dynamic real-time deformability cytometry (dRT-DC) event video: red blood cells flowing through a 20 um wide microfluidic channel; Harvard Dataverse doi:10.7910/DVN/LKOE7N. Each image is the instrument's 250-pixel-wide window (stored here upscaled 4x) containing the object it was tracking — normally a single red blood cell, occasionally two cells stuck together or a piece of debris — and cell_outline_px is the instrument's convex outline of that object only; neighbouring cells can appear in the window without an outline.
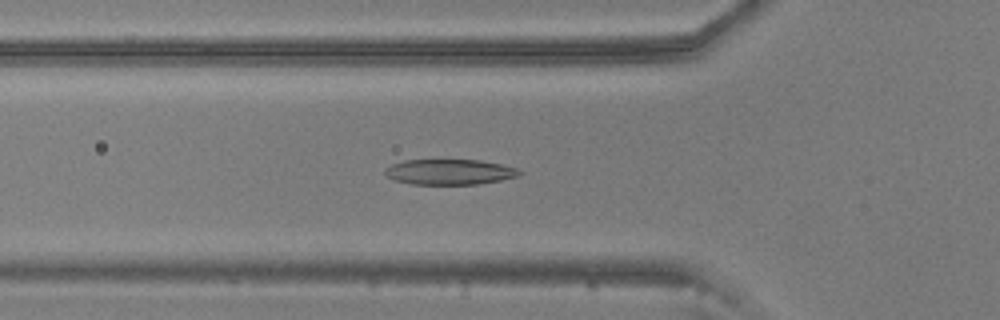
{"species": "common noctule bat (a hibernating species)", "species_latin": "Nyctalus noctula", "temperature_condition": "warm", "stored_images_in_passage": 53, "camera_frame_rate_fps": 3000, "um_per_image_px": 0.085, "animal": {"sex": "male", "body_mass_g": 20.5, "forearm_length_mm": 52.5}, "frame": {"image": 1, "passage_image": 17, "time_ms": 5.333, "image_size_px": [1000, 320], "cell_outline_px": [[524, 172], [520, 176], [500, 180], [476, 184], [412, 184], [392, 180], [384, 172], [384, 168], [392, 164], [404, 160], [480, 160], [500, 164], [516, 168]], "centroid_in_image_um": [38.21, 14.61], "position_along_channel_um": 87.6, "area_um2": 19.94}}
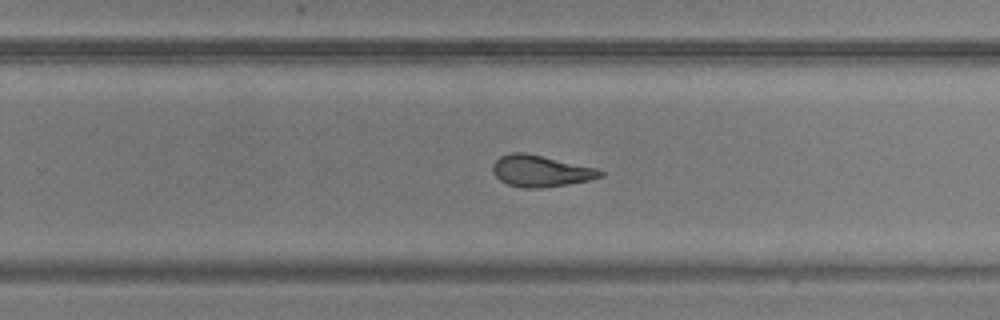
{"frame": {"image": 2, "passage_image": 33, "time_ms": 10.667, "image_size_px": [1000, 320], "cell_outline_px": [[604, 176], [588, 180], [568, 184], [544, 188], [524, 188], [508, 184], [500, 180], [492, 172], [492, 164], [500, 156], [508, 152], [524, 152], [596, 168], [604, 172]], "centroid_in_image_um": [45.92, 14.53], "position_along_channel_um": 283.9, "area_um2": 19.71}}
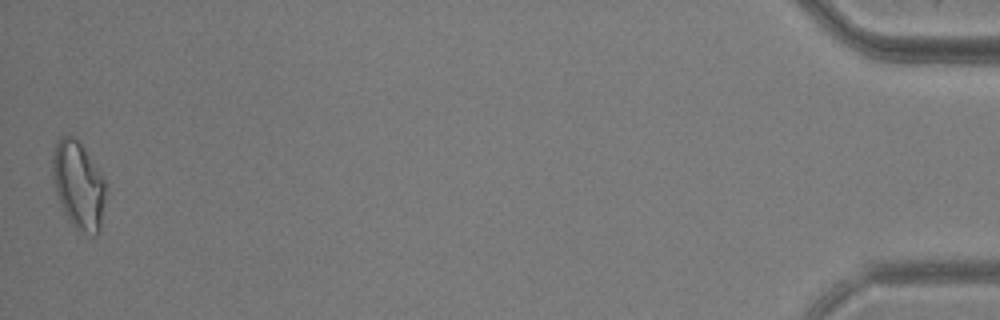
{"frame": {"image": 3, "passage_image": 53, "time_ms": 17.333, "image_size_px": [1000, 320], "cell_outline_px": [[104, 200], [100, 232], [96, 236], [88, 236], [72, 224], [68, 220], [60, 204], [56, 192], [52, 176], [52, 156], [56, 140], [60, 136], [72, 136], [84, 148], [104, 180]], "centroid_in_image_um": [6.64, 15.76], "position_along_channel_um": 428.6, "area_um2": 26.88}, "authors_computed_cell_mechanics": {"area_um2": 20.9236, "velocity_mm_per_s": 3.6709, "shape_relaxation_time_tau1_ms": 5.0659, "shape_relaxation_time_tau2_ms": 2.0011, "deformation_change_tau1": 0.1937, "deformation_change_tau2": 0.1016}}